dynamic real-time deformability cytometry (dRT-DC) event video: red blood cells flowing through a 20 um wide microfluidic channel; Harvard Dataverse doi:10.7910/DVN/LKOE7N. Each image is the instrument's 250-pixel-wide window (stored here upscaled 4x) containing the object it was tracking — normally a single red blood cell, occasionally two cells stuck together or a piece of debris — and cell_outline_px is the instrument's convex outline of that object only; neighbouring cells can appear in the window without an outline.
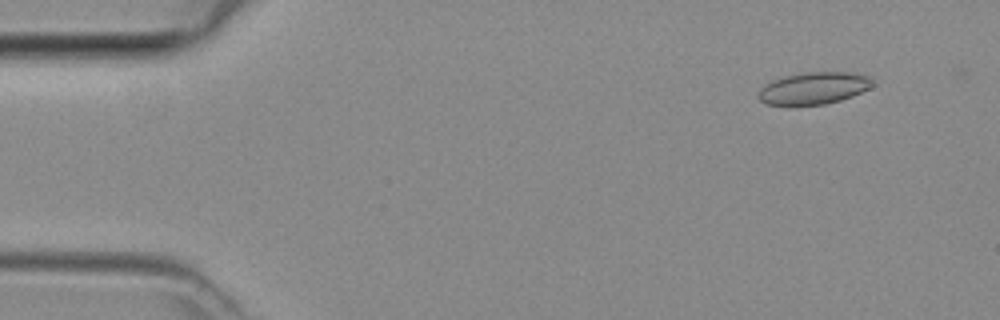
{"species": "common noctule bat (a hibernating species)", "species_latin": "Nyctalus noctula", "temperature_condition": "room temperature", "stored_images_in_passage": 46, "camera_frame_rate_fps": 3000, "um_per_image_px": 0.085, "animal": {"sex": "female", "body_mass_g": 29.2, "forearm_length_mm": 56.3}, "frame": {"image": 1, "passage_image": 4, "time_ms": 1.0, "image_size_px": [1000, 320], "cell_outline_px": [[872, 84], [868, 88], [852, 96], [840, 100], [824, 104], [768, 104], [760, 100], [760, 88], [764, 84], [772, 80], [784, 76], [808, 72], [848, 72], [868, 76], [872, 80]], "centroid_in_image_um": [69.16, 7.48], "position_along_channel_um": 15.8, "area_um2": 20.81}}
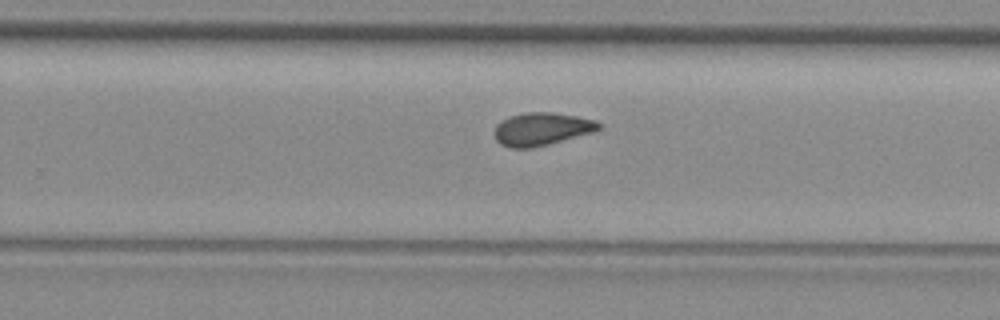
{"frame": {"image": 2, "passage_image": 29, "time_ms": 9.333, "image_size_px": [1000, 320], "cell_outline_px": [[600, 128], [592, 132], [548, 144], [532, 148], [508, 148], [500, 144], [496, 140], [496, 124], [512, 116], [524, 112], [552, 112], [576, 116], [596, 120], [600, 124]], "centroid_in_image_um": [46.03, 10.97], "position_along_channel_um": 283.8, "area_um2": 19.71}}
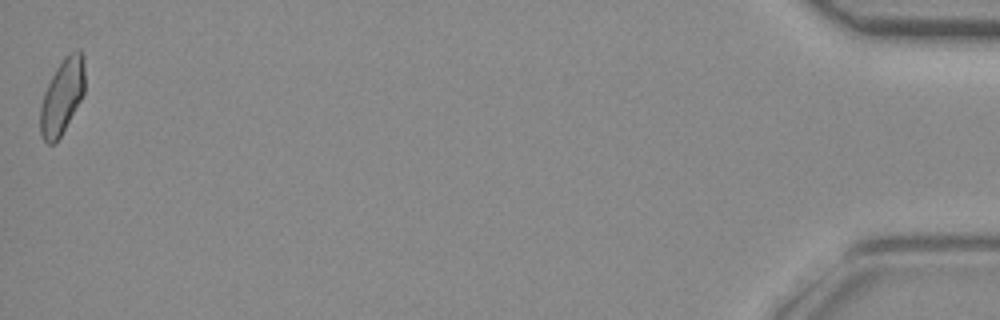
{"frame": {"image": 3, "passage_image": 46, "time_ms": 15.0, "image_size_px": [1000, 320], "cell_outline_px": [[84, 92], [80, 100], [60, 136], [52, 144], [48, 144], [40, 136], [40, 108], [44, 92], [56, 68], [64, 56], [68, 52], [80, 52], [84, 56]], "centroid_in_image_um": [5.26, 8.19], "position_along_channel_um": 429.9, "area_um2": 19.13}}